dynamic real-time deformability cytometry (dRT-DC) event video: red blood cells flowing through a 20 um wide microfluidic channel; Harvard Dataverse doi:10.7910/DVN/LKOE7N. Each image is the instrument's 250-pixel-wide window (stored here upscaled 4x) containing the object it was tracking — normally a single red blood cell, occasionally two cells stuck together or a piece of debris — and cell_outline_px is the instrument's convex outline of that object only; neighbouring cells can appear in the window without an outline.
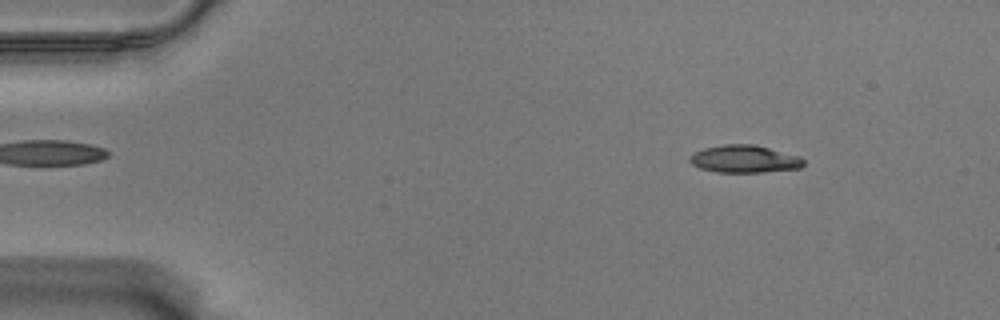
{"species": "Egyptian fruit bat (a non-hibernating species)", "species_latin": "Rousettus aegyptiacus", "temperature_condition": "warm", "stored_images_in_passage": 57, "camera_frame_rate_fps": 3000, "um_per_image_px": 0.085, "animal": {"sex": "male"}, "frame": {"image": 1, "passage_image": 7, "time_ms": 2.0, "image_size_px": [1000, 320], "cell_outline_px": [[804, 164], [800, 168], [760, 172], [716, 172], [700, 168], [692, 164], [688, 160], [688, 156], [704, 148], [724, 144], [752, 144], [800, 156], [804, 160]], "centroid_in_image_um": [63.25, 13.51], "position_along_channel_um": 21.8, "area_um2": 18.15}}
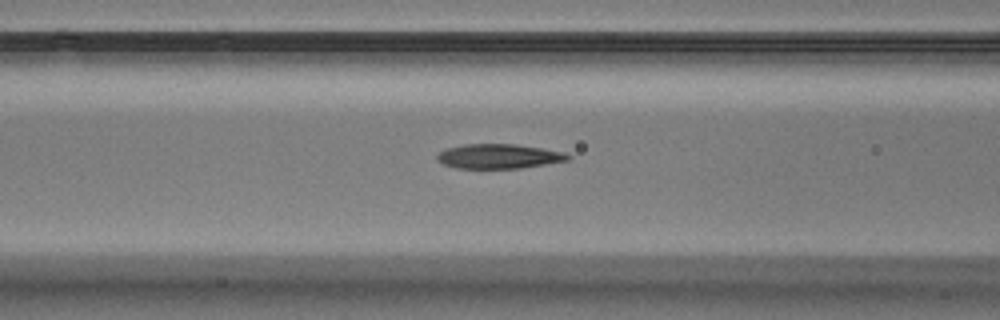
{"frame": {"image": 2, "passage_image": 23, "time_ms": 7.333, "image_size_px": [1000, 320], "cell_outline_px": [[572, 156], [568, 160], [520, 168], [456, 168], [444, 164], [436, 156], [440, 152], [448, 148], [464, 144], [516, 144], [564, 152]], "centroid_in_image_um": [42.41, 13.28], "position_along_channel_um": 124.2, "area_um2": 18.44}}
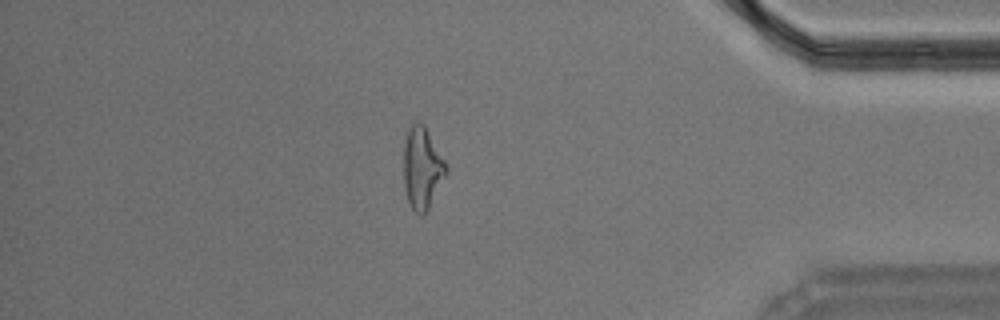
{"frame": {"image": 3, "passage_image": 49, "time_ms": 16.0, "image_size_px": [1000, 320], "cell_outline_px": [[448, 172], [424, 216], [420, 216], [412, 208], [408, 200], [404, 184], [404, 140], [412, 124], [416, 120], [424, 124], [444, 160], [448, 168]], "centroid_in_image_um": [35.89, 14.29], "position_along_channel_um": 399.3, "area_um2": 20.11}, "authors_computed_cell_mechanics": {"area_um2": 18.9584, "velocity_mm_per_s": 3.5475, "shape_relaxation_time_tau1_ms": 7.0615, "shape_relaxation_time_tau2_ms": 2.0839, "deformation_change_tau1": 0.2227, "deformation_change_tau2": 0.1066}}